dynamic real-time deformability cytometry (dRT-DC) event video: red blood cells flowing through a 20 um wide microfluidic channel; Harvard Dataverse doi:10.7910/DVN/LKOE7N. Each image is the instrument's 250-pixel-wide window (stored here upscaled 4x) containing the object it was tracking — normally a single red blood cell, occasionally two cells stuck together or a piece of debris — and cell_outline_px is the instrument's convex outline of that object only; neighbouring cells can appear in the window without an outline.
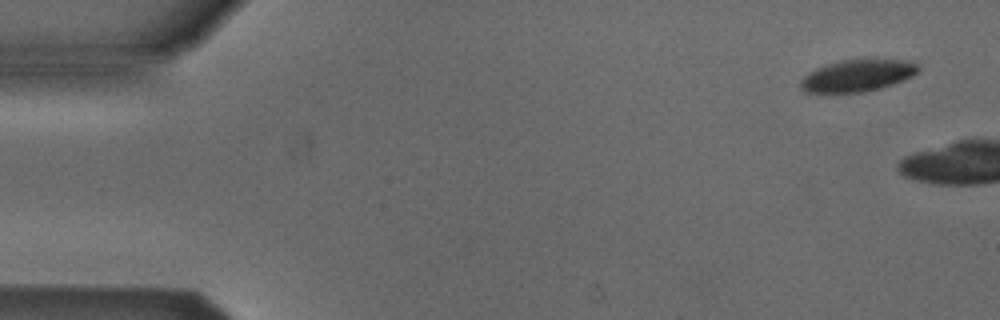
{"species": "Egyptian fruit bat (a non-hibernating species)", "species_latin": "Rousettus aegyptiacus", "temperature_condition": "cold", "stored_images_in_passage": 5, "segment_of_instrument_passage": [2, 2], "camera_frame_rate_fps": 3000, "um_per_image_px": 0.085, "animal": {"sex": "male"}, "frame": {"image": 1, "passage_image": 5, "time_ms": 5.667, "image_size_px": [1000, 320], "cell_outline_px": [[920, 72], [904, 80], [880, 88], [864, 92], [804, 92], [800, 88], [800, 80], [808, 72], [816, 68], [828, 64], [844, 60], [912, 60], [920, 64]], "centroid_in_image_um": [72.93, 6.42], "position_along_channel_um": 12.1, "area_um2": 21.85}}